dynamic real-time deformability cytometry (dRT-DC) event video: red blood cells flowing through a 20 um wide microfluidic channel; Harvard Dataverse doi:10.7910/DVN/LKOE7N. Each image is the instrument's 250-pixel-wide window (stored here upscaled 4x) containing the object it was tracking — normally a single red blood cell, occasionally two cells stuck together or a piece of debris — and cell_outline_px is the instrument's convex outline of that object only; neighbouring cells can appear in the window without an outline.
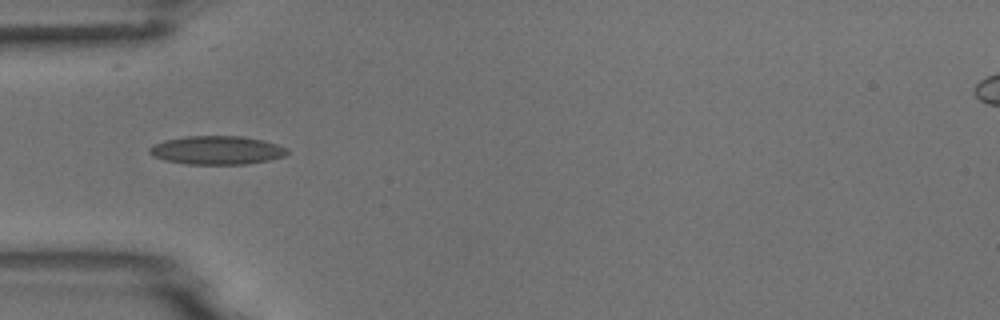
{"species": "common noctule bat (a hibernating species)", "species_latin": "Nyctalus noctula", "temperature_condition": "room temperature", "stored_images_in_passage": 3, "camera_frame_rate_fps": 3000, "um_per_image_px": 0.085, "animal": {"sex": "male", "body_mass_g": 18.8}, "frame": {"image": 1, "passage_image": 1, "time_ms": 0.0, "image_size_px": [1000, 320], "cell_outline_px": [[288, 152], [284, 156], [268, 160], [244, 164], [184, 164], [164, 160], [152, 156], [148, 152], [148, 148], [152, 144], [164, 140], [188, 136], [240, 136], [264, 140], [288, 148]], "centroid_in_image_um": [18.38, 12.76], "position_along_channel_um": 66.6, "area_um2": 23.0}}